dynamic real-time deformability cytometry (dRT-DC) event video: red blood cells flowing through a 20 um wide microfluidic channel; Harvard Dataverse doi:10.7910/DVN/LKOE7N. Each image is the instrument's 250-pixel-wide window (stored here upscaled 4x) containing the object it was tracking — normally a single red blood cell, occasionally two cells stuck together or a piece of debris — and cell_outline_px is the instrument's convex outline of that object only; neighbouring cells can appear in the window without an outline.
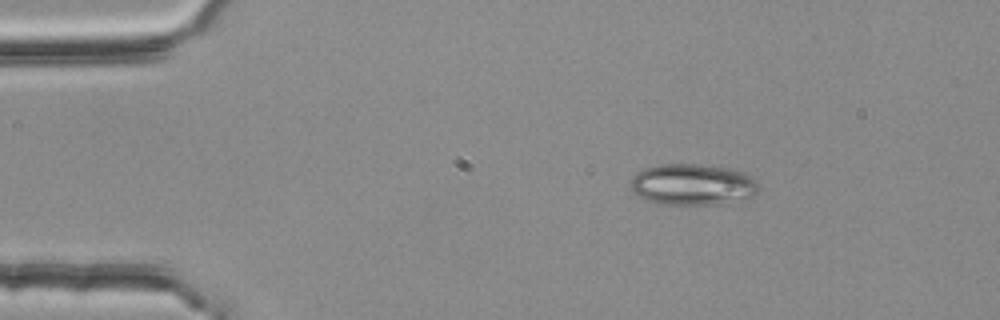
{"species": "common noctule bat (a hibernating species)", "species_latin": "Nyctalus noctula", "temperature_condition": "room temperature", "stored_images_in_passage": 3, "camera_frame_rate_fps": 3000, "um_per_image_px": 0.085, "animal": {"sex": "female", "body_mass_g": 25.1}, "frame": {"image": 1, "passage_image": 1, "time_ms": 0.0, "image_size_px": [1000, 320], "cell_outline_px": [[760, 188], [752, 196], [712, 204], [656, 204], [632, 192], [628, 184], [632, 176], [636, 172], [644, 168], [660, 164], [700, 164], [732, 168], [744, 172], [752, 176], [760, 184]], "centroid_in_image_um": [58.83, 15.65], "position_along_channel_um": 26.2, "area_um2": 30.98}}